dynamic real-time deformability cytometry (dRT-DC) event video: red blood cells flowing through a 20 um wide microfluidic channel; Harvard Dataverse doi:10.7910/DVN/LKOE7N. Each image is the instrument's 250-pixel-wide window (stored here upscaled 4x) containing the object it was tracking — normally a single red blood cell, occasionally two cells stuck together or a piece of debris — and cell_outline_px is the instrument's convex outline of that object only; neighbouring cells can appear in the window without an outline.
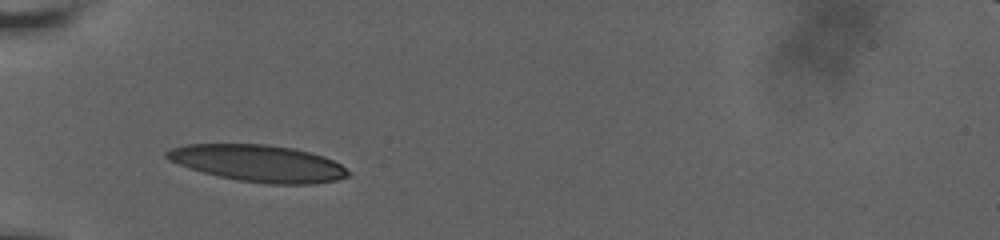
{"species": "human", "species_latin": "Homo sapiens", "temperature_condition": "room temperature", "stored_images_in_passage": 2, "camera_frame_rate_fps": 3000, "um_per_image_px": 0.085, "donor": {"sex": "male"}, "frame": {"image": 1, "passage_image": 1, "time_ms": 0.0, "image_size_px": [1000, 240], "cell_outline_px": [[352, 172], [348, 176], [336, 180], [316, 184], [268, 184], [236, 180], [188, 168], [168, 160], [164, 156], [164, 152], [172, 148], [188, 144], [268, 144], [292, 148], [324, 156], [340, 164]], "centroid_in_image_um": [21.96, 13.88], "position_along_channel_um": 63.0, "area_um2": 38.96}}